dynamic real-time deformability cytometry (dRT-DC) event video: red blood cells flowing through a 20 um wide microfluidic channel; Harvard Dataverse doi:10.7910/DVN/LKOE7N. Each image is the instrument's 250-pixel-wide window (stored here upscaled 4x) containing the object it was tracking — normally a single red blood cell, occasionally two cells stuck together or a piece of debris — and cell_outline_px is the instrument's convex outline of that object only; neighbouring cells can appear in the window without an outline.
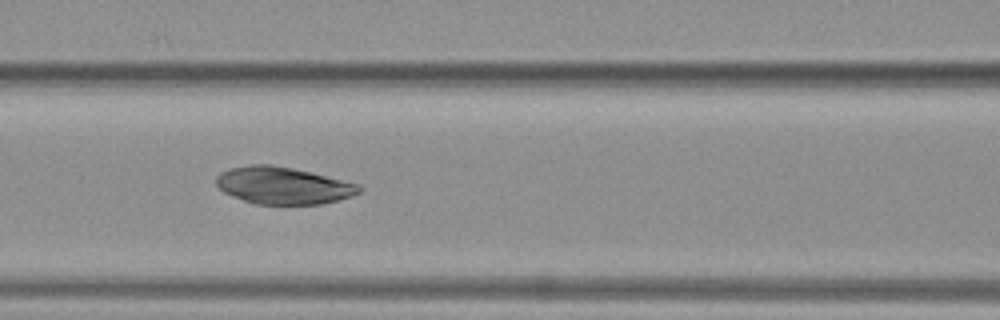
{"species": "common noctule bat (a hibernating species)", "species_latin": "Nyctalus noctula", "temperature_condition": "warm", "stored_images_in_passage": 48, "camera_frame_rate_fps": 3000, "um_per_image_px": 0.085, "animal": {"sex": "female", "body_mass_g": 19.3, "forearm_length_mm": 54.1}, "frame": {"image": 1, "passage_image": 21, "time_ms": 6.667, "image_size_px": [1000, 320], "cell_outline_px": [[364, 188], [360, 192], [352, 196], [340, 200], [324, 204], [256, 204], [232, 196], [224, 192], [216, 184], [216, 176], [220, 172], [228, 168], [252, 164], [272, 164], [312, 172], [360, 184]], "centroid_in_image_um": [24.09, 15.76], "position_along_channel_um": 142.5, "area_um2": 31.21}}
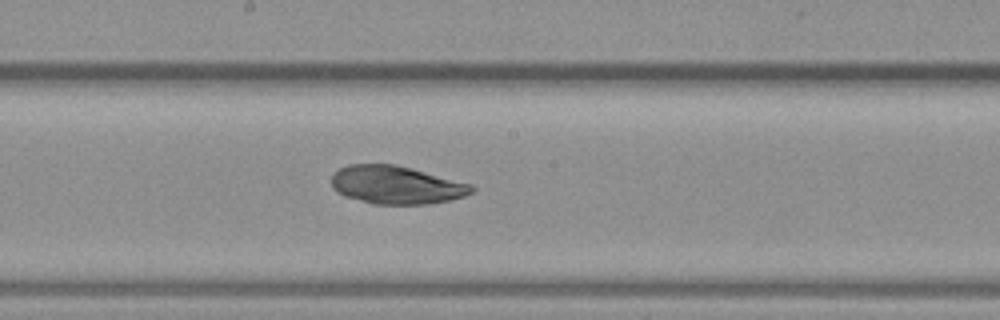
{"frame": {"image": 2, "passage_image": 26, "time_ms": 8.333, "image_size_px": [1000, 320], "cell_outline_px": [[476, 188], [472, 192], [464, 196], [448, 200], [428, 204], [372, 204], [344, 196], [336, 192], [332, 188], [332, 176], [340, 168], [348, 164], [396, 164], [412, 168], [472, 184]], "centroid_in_image_um": [33.67, 15.72], "position_along_channel_um": 214.5, "area_um2": 31.21}}